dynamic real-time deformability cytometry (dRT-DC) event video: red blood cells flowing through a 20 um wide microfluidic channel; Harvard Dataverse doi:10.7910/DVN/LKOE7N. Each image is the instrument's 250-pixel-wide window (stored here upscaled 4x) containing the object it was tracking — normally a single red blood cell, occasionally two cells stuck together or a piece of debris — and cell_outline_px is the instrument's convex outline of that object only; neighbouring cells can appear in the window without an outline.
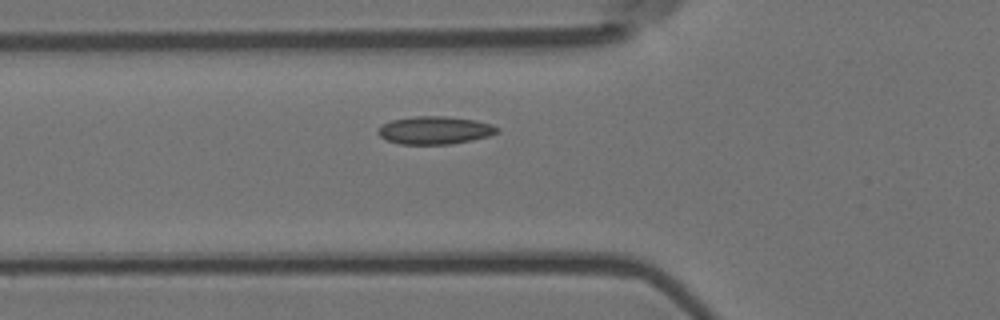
{"species": "Egyptian fruit bat (a non-hibernating species)", "species_latin": "Rousettus aegyptiacus", "temperature_condition": "room temperature", "stored_images_in_passage": 33, "camera_frame_rate_fps": 3000, "um_per_image_px": 0.085, "animal": {"sex": "female"}, "frame": {"image": 1, "passage_image": 2, "time_ms": 0.333, "image_size_px": [1000, 320], "cell_outline_px": [[500, 132], [488, 136], [472, 140], [452, 144], [400, 144], [388, 140], [380, 136], [376, 132], [376, 128], [392, 120], [416, 116], [448, 116], [476, 120], [492, 124], [500, 128]], "centroid_in_image_um": [36.99, 11.07], "position_along_channel_um": 88.8, "area_um2": 19.48}}
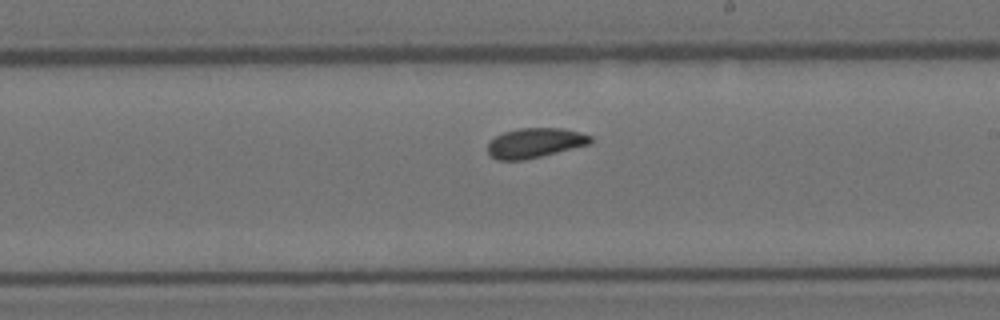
{"frame": {"image": 2, "passage_image": 15, "time_ms": 4.667, "image_size_px": [1000, 320], "cell_outline_px": [[592, 140], [588, 144], [524, 160], [496, 160], [488, 152], [488, 144], [496, 136], [504, 132], [520, 128], [564, 128], [580, 132], [592, 136]], "centroid_in_image_um": [45.46, 12.14], "position_along_channel_um": 243.5, "area_um2": 17.57}}
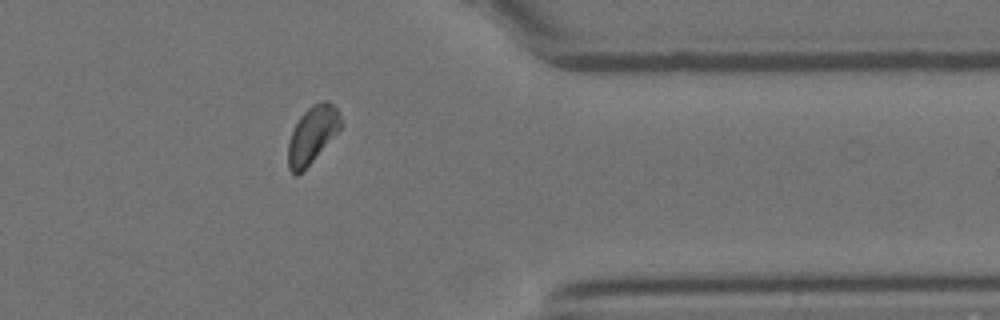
{"frame": {"image": 3, "passage_image": 28, "time_ms": 9.0, "image_size_px": [1000, 320], "cell_outline_px": [[344, 124], [312, 160], [296, 176], [288, 168], [288, 144], [292, 132], [300, 116], [312, 104], [320, 100], [328, 100], [336, 108]], "centroid_in_image_um": [26.55, 11.4], "position_along_channel_um": 384.8, "area_um2": 17.11}}